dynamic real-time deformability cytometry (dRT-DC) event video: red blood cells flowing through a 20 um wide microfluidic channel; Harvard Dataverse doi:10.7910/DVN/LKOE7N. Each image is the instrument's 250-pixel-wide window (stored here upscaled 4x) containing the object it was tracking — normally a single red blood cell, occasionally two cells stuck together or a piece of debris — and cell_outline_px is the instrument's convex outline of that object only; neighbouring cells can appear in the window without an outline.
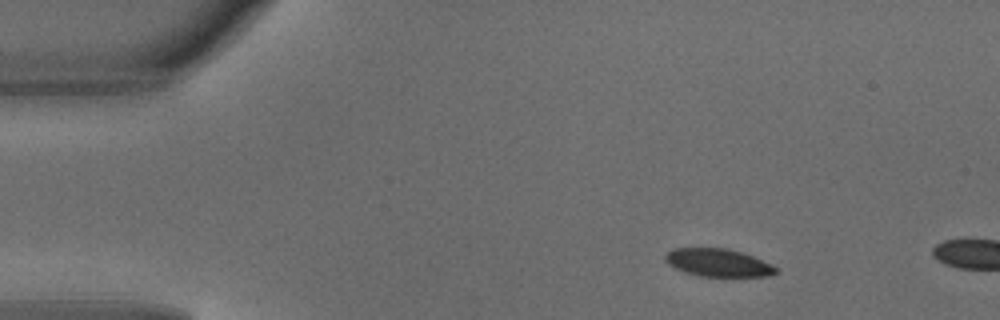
{"species": "common noctule bat (a hibernating species)", "species_latin": "Nyctalus noctula", "temperature_condition": "warm", "stored_images_in_passage": 2, "camera_frame_rate_fps": 3000, "um_per_image_px": 0.085, "animal": {"sex": "male", "body_mass_g": 18.8}, "frame": {"image": 1, "passage_image": 1, "time_ms": 0.0, "image_size_px": [1000, 320], "cell_outline_px": [[776, 272], [768, 276], [700, 276], [684, 272], [668, 264], [664, 260], [664, 256], [672, 248], [728, 248], [752, 256], [776, 268]], "centroid_in_image_um": [60.96, 22.32], "position_along_channel_um": 24.0, "area_um2": 17.63}}